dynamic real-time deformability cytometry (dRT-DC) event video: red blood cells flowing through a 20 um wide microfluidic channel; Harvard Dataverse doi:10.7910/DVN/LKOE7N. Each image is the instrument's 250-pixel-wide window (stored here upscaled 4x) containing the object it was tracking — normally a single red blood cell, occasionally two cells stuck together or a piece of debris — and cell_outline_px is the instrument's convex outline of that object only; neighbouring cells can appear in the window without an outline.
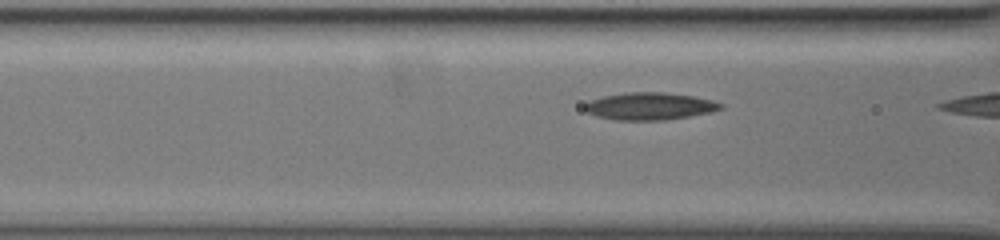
{"species": "common noctule bat (a hibernating species)", "species_latin": "Nyctalus noctula", "temperature_condition": "warm", "stored_images_in_passage": 10, "camera_frame_rate_fps": 3000, "um_per_image_px": 0.085, "animal": {"sex": "female", "body_mass_g": 19.5, "forearm_length_mm": 54.1}, "frame": {"image": 1, "passage_image": 9, "time_ms": 2.667, "image_size_px": [1000, 240], "cell_outline_px": [[724, 108], [708, 112], [688, 116], [664, 120], [616, 120], [596, 116], [588, 112], [584, 108], [584, 104], [588, 100], [604, 96], [624, 92], [664, 92], [692, 96], [712, 100], [724, 104]], "centroid_in_image_um": [55.19, 9.02], "position_along_channel_um": 111.4, "area_um2": 21.62}}